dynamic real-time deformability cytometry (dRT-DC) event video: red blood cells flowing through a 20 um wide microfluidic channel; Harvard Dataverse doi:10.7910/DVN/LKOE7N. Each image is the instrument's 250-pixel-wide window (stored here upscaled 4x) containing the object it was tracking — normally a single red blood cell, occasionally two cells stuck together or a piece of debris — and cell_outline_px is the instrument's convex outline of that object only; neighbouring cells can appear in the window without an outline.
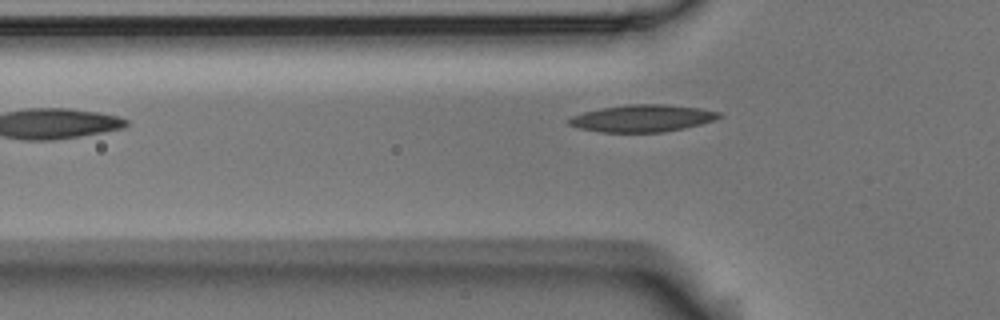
{"species": "Egyptian fruit bat (a non-hibernating species)", "species_latin": "Rousettus aegyptiacus", "temperature_condition": "room temperature", "stored_images_in_passage": 5, "camera_frame_rate_fps": 3000, "um_per_image_px": 0.085, "animal": {"sex": "male"}, "frame": {"image": 1, "passage_image": 5, "time_ms": 1.333, "image_size_px": [1000, 320], "cell_outline_px": [[724, 116], [700, 124], [684, 128], [664, 132], [600, 132], [576, 128], [568, 124], [568, 120], [572, 116], [584, 112], [600, 108], [628, 104], [664, 104], [700, 108], [720, 112]], "centroid_in_image_um": [54.58, 10.05], "position_along_channel_um": 71.2, "area_um2": 23.76}}